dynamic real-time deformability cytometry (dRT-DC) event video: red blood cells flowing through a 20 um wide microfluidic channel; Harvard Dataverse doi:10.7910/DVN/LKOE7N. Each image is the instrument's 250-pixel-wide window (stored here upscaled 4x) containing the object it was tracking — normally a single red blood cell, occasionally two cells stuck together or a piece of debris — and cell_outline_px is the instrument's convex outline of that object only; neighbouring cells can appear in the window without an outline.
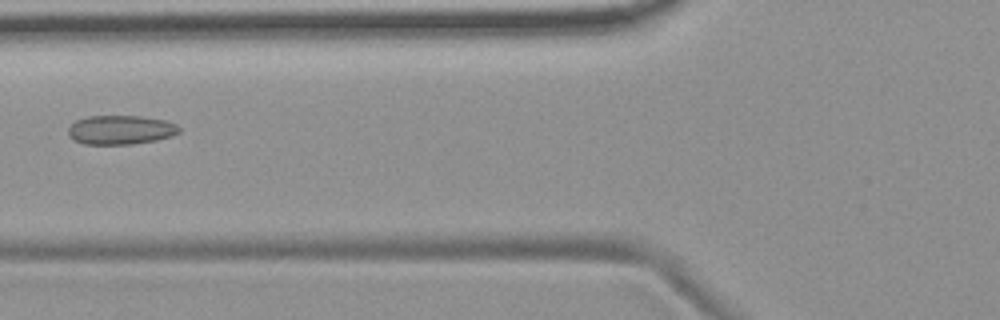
{"species": "common noctule bat (a hibernating species)", "species_latin": "Nyctalus noctula", "temperature_condition": "room temperature", "stored_images_in_passage": 7, "camera_frame_rate_fps": 3000, "um_per_image_px": 0.085, "animal": {"sex": "female", "body_mass_g": 19.9}, "frame": {"image": 1, "passage_image": 7, "time_ms": 7.0, "image_size_px": [1000, 320], "cell_outline_px": [[180, 132], [172, 136], [156, 140], [132, 144], [84, 144], [72, 140], [68, 136], [68, 128], [76, 120], [88, 116], [140, 116], [164, 120], [176, 124], [180, 128]], "centroid_in_image_um": [10.23, 11.04], "position_along_channel_um": 115.6, "area_um2": 18.9}}